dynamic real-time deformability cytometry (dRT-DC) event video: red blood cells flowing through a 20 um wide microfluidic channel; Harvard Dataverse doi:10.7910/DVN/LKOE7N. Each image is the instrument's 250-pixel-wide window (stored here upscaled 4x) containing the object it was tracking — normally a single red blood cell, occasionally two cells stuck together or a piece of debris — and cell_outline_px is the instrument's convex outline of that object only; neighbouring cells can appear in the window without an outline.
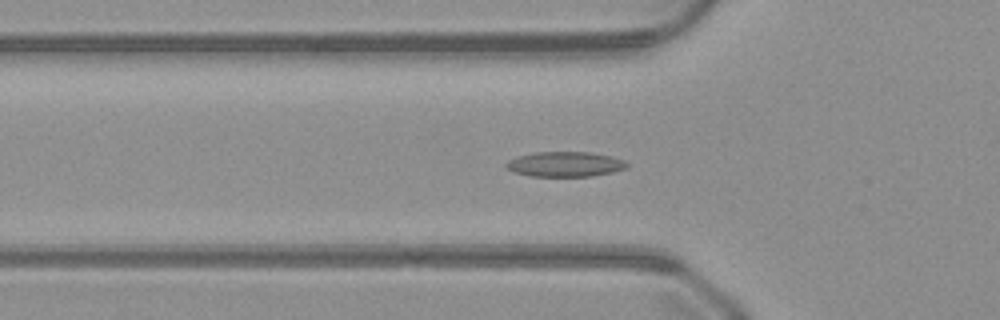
{"species": "common noctule bat (a hibernating species)", "species_latin": "Nyctalus noctula", "temperature_condition": "warm", "stored_images_in_passage": 50, "camera_frame_rate_fps": 3000, "um_per_image_px": 0.085, "animal": {"sex": "male", "body_mass_g": 23.1, "forearm_length_mm": 52.7}, "frame": {"image": 1, "passage_image": 17, "time_ms": 5.333, "image_size_px": [1000, 320], "cell_outline_px": [[628, 168], [612, 172], [592, 176], [532, 176], [516, 172], [508, 168], [504, 164], [508, 160], [516, 156], [532, 152], [592, 152], [612, 156], [624, 160], [628, 164]], "centroid_in_image_um": [48.05, 13.94], "position_along_channel_um": 77.7, "area_um2": 17.69}}
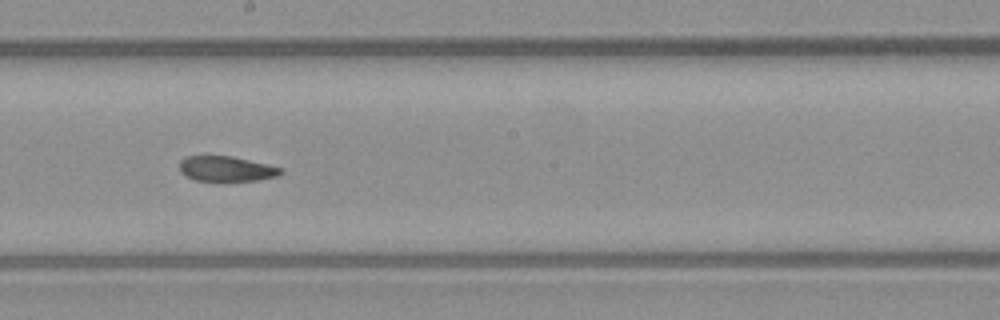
{"frame": {"image": 2, "passage_image": 28, "time_ms": 9.0, "image_size_px": [1000, 320], "cell_outline_px": [[284, 172], [276, 176], [256, 180], [196, 180], [180, 172], [180, 160], [184, 156], [232, 156], [268, 164], [284, 168]], "centroid_in_image_um": [19.26, 14.33], "position_along_channel_um": 228.9, "area_um2": 14.68}}
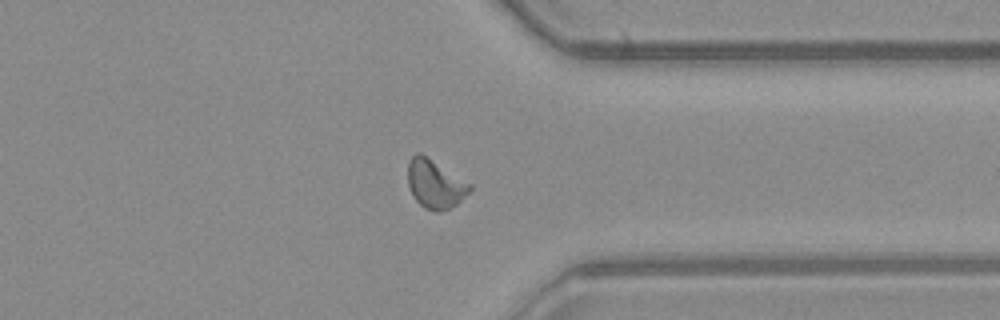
{"frame": {"image": 3, "passage_image": 39, "time_ms": 12.667, "image_size_px": [1000, 320], "cell_outline_px": [[472, 188], [456, 204], [448, 208], [436, 212], [424, 208], [412, 196], [408, 184], [408, 160], [416, 152], [420, 152], [472, 184]], "centroid_in_image_um": [36.95, 15.62], "position_along_channel_um": 374.4, "area_um2": 17.46}}